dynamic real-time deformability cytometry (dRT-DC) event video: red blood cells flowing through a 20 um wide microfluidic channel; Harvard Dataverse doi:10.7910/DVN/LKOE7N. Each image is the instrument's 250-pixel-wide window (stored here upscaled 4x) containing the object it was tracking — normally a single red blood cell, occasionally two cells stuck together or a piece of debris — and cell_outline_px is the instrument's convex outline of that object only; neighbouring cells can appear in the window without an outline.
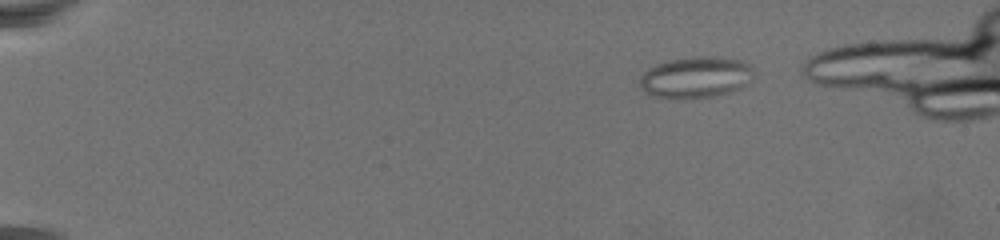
{"species": "common noctule bat (a hibernating species)", "species_latin": "Nyctalus noctula", "temperature_condition": "warm", "stored_images_in_passage": 54, "camera_frame_rate_fps": 3000, "um_per_image_px": 0.085, "animal": {"sex": "female", "body_mass_g": 19.5, "forearm_length_mm": 54.1}, "frame": {"image": 1, "passage_image": 8, "time_ms": 2.333, "image_size_px": [1000, 240], "cell_outline_px": [[756, 72], [752, 80], [748, 84], [740, 88], [728, 92], [712, 96], [656, 96], [644, 92], [640, 88], [640, 76], [648, 68], [656, 64], [668, 60], [692, 56], [720, 56], [740, 60], [748, 64]], "centroid_in_image_um": [59.18, 6.51], "position_along_channel_um": 25.8, "area_um2": 27.17}}
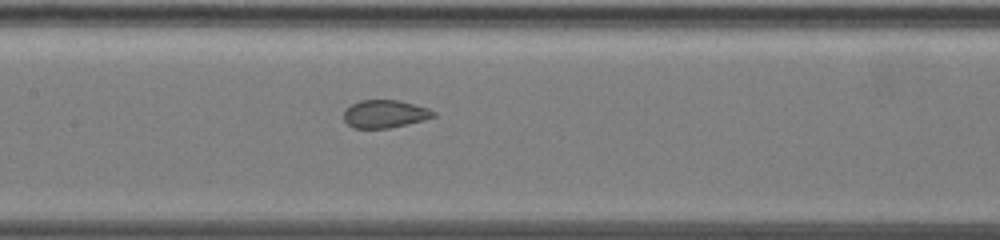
{"frame": {"image": 2, "passage_image": 35, "time_ms": 11.333, "image_size_px": [1000, 240], "cell_outline_px": [[436, 116], [424, 120], [408, 124], [388, 128], [352, 128], [344, 120], [344, 108], [360, 100], [400, 100], [428, 108], [436, 112]], "centroid_in_image_um": [32.71, 9.68], "position_along_channel_um": 174.7, "area_um2": 14.68}}
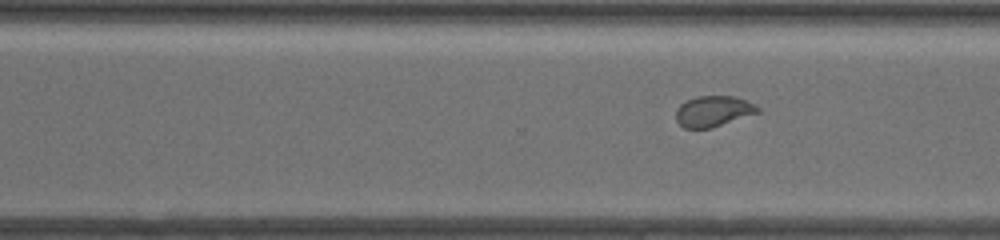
{"frame": {"image": 3, "passage_image": 49, "time_ms": 16.0, "image_size_px": [1000, 240], "cell_outline_px": [[760, 112], [712, 128], [684, 128], [676, 120], [676, 108], [680, 104], [696, 96], [736, 96], [756, 104], [760, 108]], "centroid_in_image_um": [60.65, 9.45], "position_along_channel_um": 309.9, "area_um2": 14.8}}